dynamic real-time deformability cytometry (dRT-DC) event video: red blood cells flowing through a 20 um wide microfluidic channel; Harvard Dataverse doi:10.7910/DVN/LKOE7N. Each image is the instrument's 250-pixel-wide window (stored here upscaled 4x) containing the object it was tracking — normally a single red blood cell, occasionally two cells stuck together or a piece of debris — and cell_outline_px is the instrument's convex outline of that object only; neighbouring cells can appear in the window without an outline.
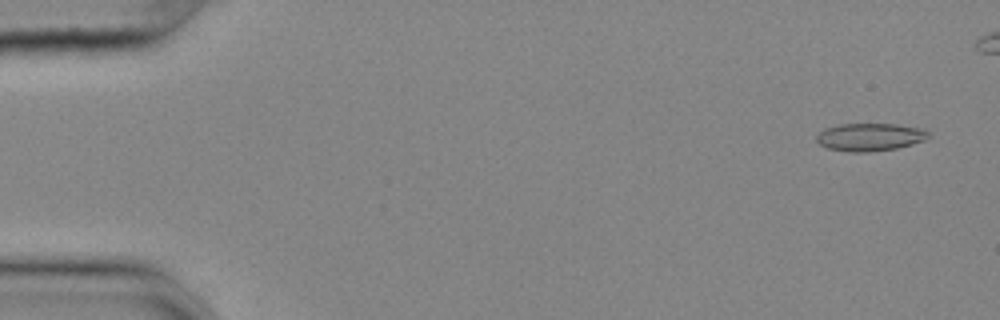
{"species": "common noctule bat (a hibernating species)", "species_latin": "Nyctalus noctula", "temperature_condition": "cold", "stored_images_in_passage": 50, "camera_frame_rate_fps": 3000, "um_per_image_px": 0.085, "animal": {"sex": "female", "body_mass_g": 25.1}, "frame": {"image": 1, "passage_image": 3, "time_ms": 0.667, "image_size_px": [1000, 320], "cell_outline_px": [[928, 136], [924, 140], [912, 144], [896, 148], [868, 152], [852, 152], [828, 148], [820, 144], [816, 140], [816, 136], [824, 128], [840, 124], [896, 124], [924, 128], [928, 132]], "centroid_in_image_um": [73.94, 11.64], "position_along_channel_um": 11.1, "area_um2": 18.03}}
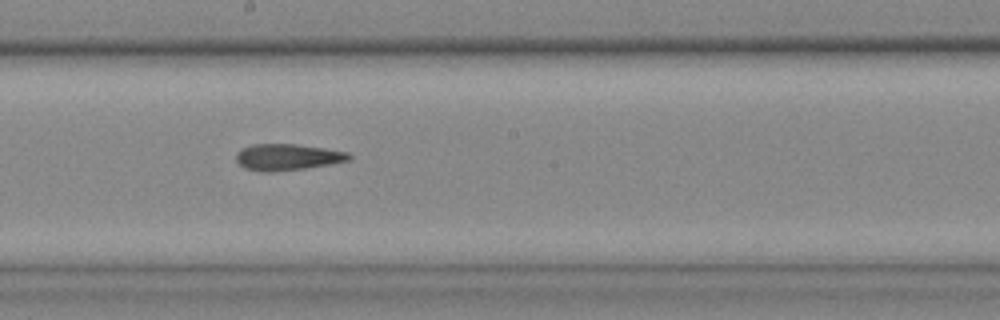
{"frame": {"image": 2, "passage_image": 31, "time_ms": 10.0, "image_size_px": [1000, 320], "cell_outline_px": [[352, 156], [348, 160], [332, 164], [304, 168], [272, 172], [260, 172], [244, 168], [236, 160], [236, 152], [240, 148], [252, 144], [296, 144], [324, 148], [348, 152]], "centroid_in_image_um": [24.39, 13.35], "position_along_channel_um": 223.8, "area_um2": 17.46}}
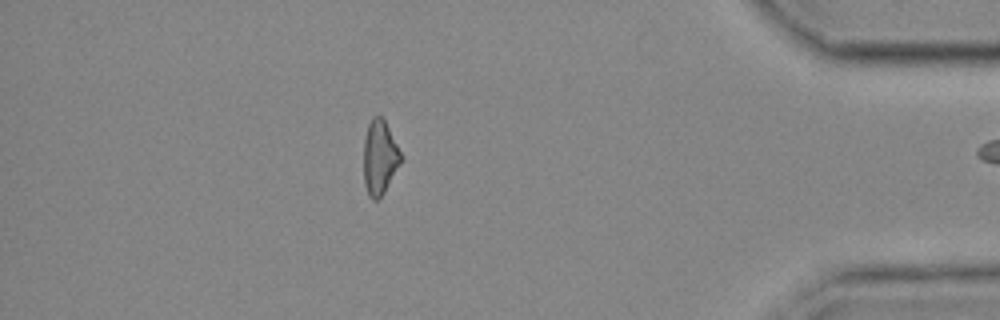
{"frame": {"image": 3, "passage_image": 49, "time_ms": 16.0, "image_size_px": [1000, 320], "cell_outline_px": [[404, 160], [384, 192], [376, 200], [372, 200], [368, 196], [364, 184], [364, 140], [368, 124], [372, 116], [380, 116], [384, 120], [404, 156]], "centroid_in_image_um": [32.3, 13.39], "position_along_channel_um": 402.9, "area_um2": 16.42}}